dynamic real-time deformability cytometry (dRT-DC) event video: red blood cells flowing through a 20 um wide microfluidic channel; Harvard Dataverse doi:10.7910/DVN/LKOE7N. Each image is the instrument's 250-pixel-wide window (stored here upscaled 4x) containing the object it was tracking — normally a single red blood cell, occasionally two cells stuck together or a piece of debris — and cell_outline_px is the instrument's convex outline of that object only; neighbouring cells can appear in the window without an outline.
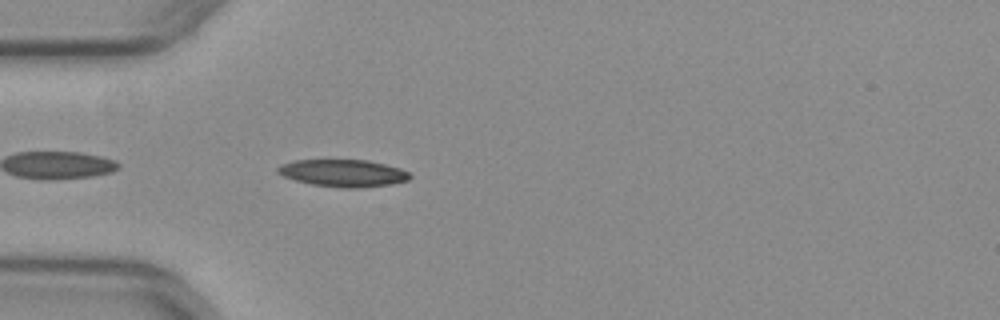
{"species": "common noctule bat (a hibernating species)", "species_latin": "Nyctalus noctula", "temperature_condition": "warm", "stored_images_in_passage": 38, "camera_frame_rate_fps": 3000, "um_per_image_px": 0.085, "animal": {"sex": "female", "body_mass_g": 29.2, "forearm_length_mm": 56.3}, "frame": {"image": 1, "passage_image": 2, "time_ms": 0.333, "image_size_px": [1000, 320], "cell_outline_px": [[412, 176], [408, 180], [392, 184], [360, 188], [344, 188], [312, 184], [296, 180], [284, 176], [276, 172], [276, 168], [292, 160], [368, 160], [400, 168], [408, 172]], "centroid_in_image_um": [29.19, 14.71], "position_along_channel_um": 55.8, "area_um2": 20.87}}
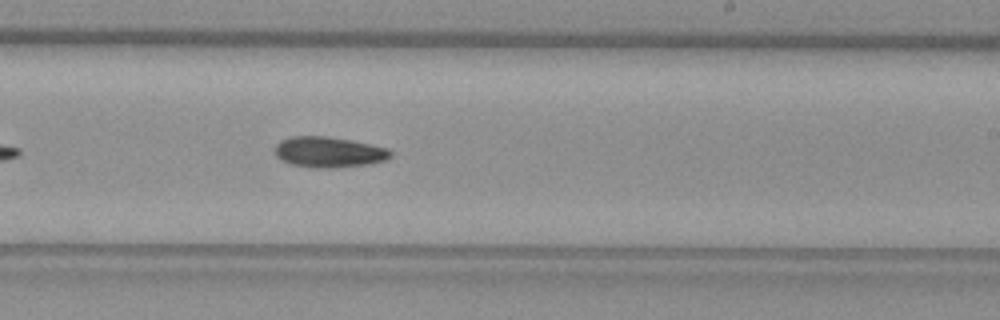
{"frame": {"image": 2, "passage_image": 18, "time_ms": 5.667, "image_size_px": [1000, 320], "cell_outline_px": [[392, 156], [384, 160], [372, 164], [336, 168], [312, 168], [292, 164], [280, 160], [276, 156], [276, 144], [280, 140], [292, 136], [328, 136], [388, 148], [392, 152]], "centroid_in_image_um": [27.94, 12.94], "position_along_channel_um": 261.1, "area_um2": 20.75}}
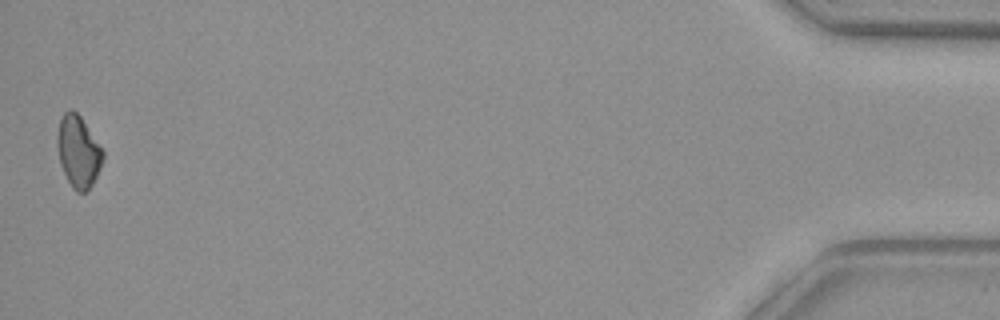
{"frame": {"image": 3, "passage_image": 38, "time_ms": 12.333, "image_size_px": [1000, 320], "cell_outline_px": [[104, 156], [100, 168], [92, 184], [84, 192], [76, 192], [72, 188], [60, 164], [56, 144], [56, 136], [60, 116], [64, 112], [72, 108], [80, 116], [104, 152]], "centroid_in_image_um": [6.62, 12.85], "position_along_channel_um": 428.6, "area_um2": 19.02}}